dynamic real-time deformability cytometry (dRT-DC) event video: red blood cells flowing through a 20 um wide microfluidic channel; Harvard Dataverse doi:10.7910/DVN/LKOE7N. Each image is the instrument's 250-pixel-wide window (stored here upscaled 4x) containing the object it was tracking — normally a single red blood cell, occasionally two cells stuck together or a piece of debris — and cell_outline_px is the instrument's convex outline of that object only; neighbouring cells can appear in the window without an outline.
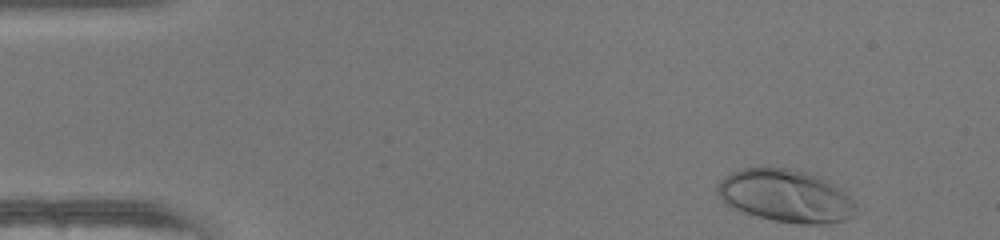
{"species": "human", "species_latin": "Homo sapiens", "temperature_condition": "warm", "stored_images_in_passage": 45, "camera_frame_rate_fps": 3000, "um_per_image_px": 0.085, "donor": {"sex": "female"}, "frame": {"image": 1, "passage_image": 1, "time_ms": 0.0, "image_size_px": [1000, 240], "cell_outline_px": [[856, 208], [852, 216], [848, 220], [828, 224], [800, 224], [772, 220], [740, 212], [724, 204], [716, 192], [716, 188], [720, 180], [724, 176], [732, 172], [744, 168], [788, 168], [820, 176], [844, 192], [856, 204]], "centroid_in_image_um": [66.75, 16.67], "position_along_channel_um": 18.3, "area_um2": 42.66}}
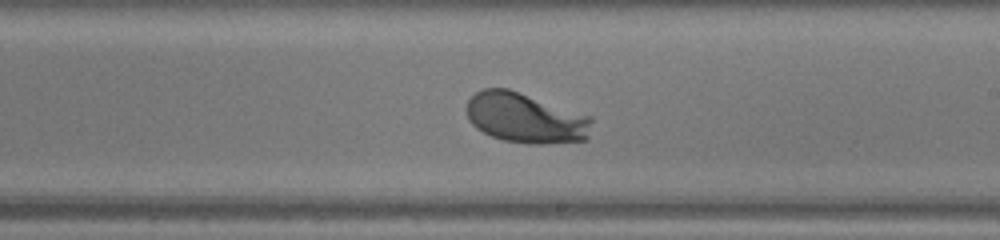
{"frame": {"image": 2, "passage_image": 25, "time_ms": 8.0, "image_size_px": [1000, 240], "cell_outline_px": [[592, 120], [588, 140], [548, 144], [532, 144], [504, 140], [492, 136], [476, 128], [468, 120], [464, 108], [468, 100], [476, 92], [484, 88], [508, 88], [592, 116]], "centroid_in_image_um": [44.66, 10.03], "position_along_channel_um": 244.3, "area_um2": 36.93}}
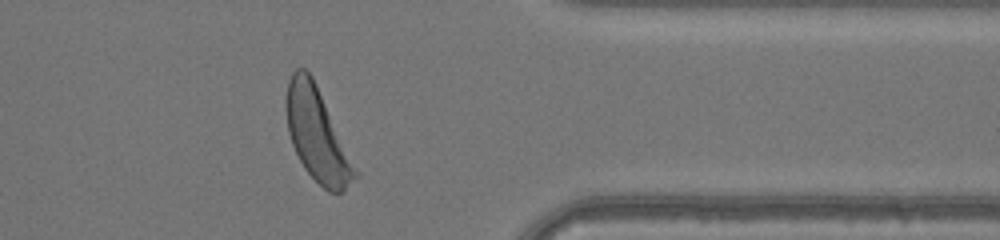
{"frame": {"image": 3, "passage_image": 36, "time_ms": 11.667, "image_size_px": [1000, 240], "cell_outline_px": [[360, 176], [344, 192], [328, 192], [304, 168], [292, 144], [288, 132], [284, 108], [284, 100], [288, 80], [292, 72], [296, 68], [304, 68], [312, 76], [316, 84]], "centroid_in_image_um": [26.93, 11.45], "position_along_channel_um": 384.5, "area_um2": 37.11}, "authors_computed_cell_mechanics": {"area_um2": 36.9342, "velocity_mm_per_s": 4.1904, "shape_relaxation_time_tau1_ms": 2.1444, "shape_relaxation_time_tau2_ms": null, "deformation_change_tau1": 0.1831, "deformation_change_tau2": null}}